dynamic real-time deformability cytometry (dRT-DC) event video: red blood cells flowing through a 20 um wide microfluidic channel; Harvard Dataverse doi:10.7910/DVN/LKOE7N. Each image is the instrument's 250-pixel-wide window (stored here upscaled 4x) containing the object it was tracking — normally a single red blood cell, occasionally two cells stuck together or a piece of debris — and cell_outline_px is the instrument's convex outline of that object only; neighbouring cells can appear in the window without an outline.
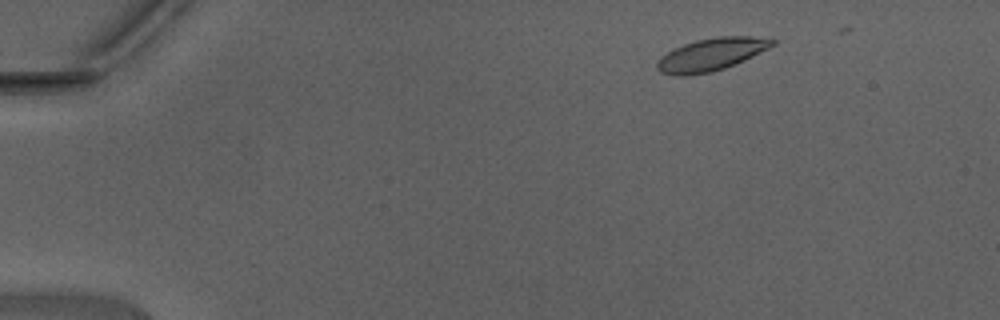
{"species": "Egyptian fruit bat (a non-hibernating species)", "species_latin": "Rousettus aegyptiacus", "temperature_condition": "warm", "stored_images_in_passage": 43, "camera_frame_rate_fps": 3000, "um_per_image_px": 0.085, "animal": {"sex": "male"}, "frame": {"image": 1, "passage_image": 5, "time_ms": 1.333, "image_size_px": [1000, 320], "cell_outline_px": [[776, 44], [744, 60], [724, 68], [712, 72], [684, 76], [676, 76], [660, 72], [656, 68], [656, 64], [660, 56], [684, 44], [696, 40], [720, 36], [772, 36], [776, 40]], "centroid_in_image_um": [60.49, 4.62], "position_along_channel_um": 24.5, "area_um2": 22.02}}
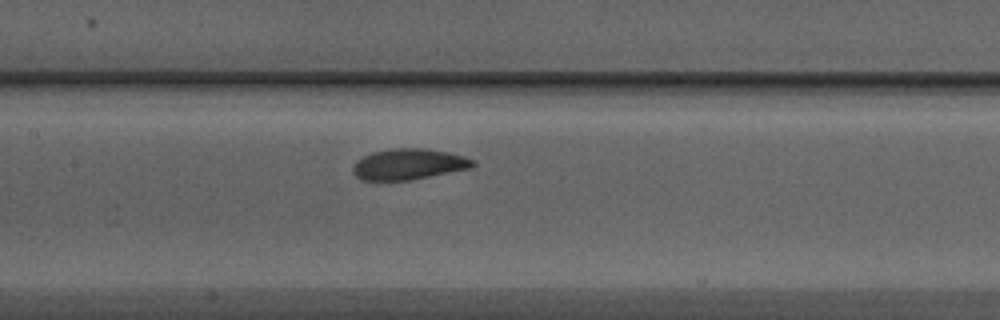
{"frame": {"image": 2, "passage_image": 22, "time_ms": 7.0, "image_size_px": [1000, 320], "cell_outline_px": [[476, 164], [472, 168], [408, 180], [360, 180], [352, 172], [352, 168], [356, 160], [372, 152], [392, 148], [424, 148], [448, 152], [464, 156], [476, 160]], "centroid_in_image_um": [34.74, 13.95], "position_along_channel_um": 172.7, "area_um2": 21.68}}
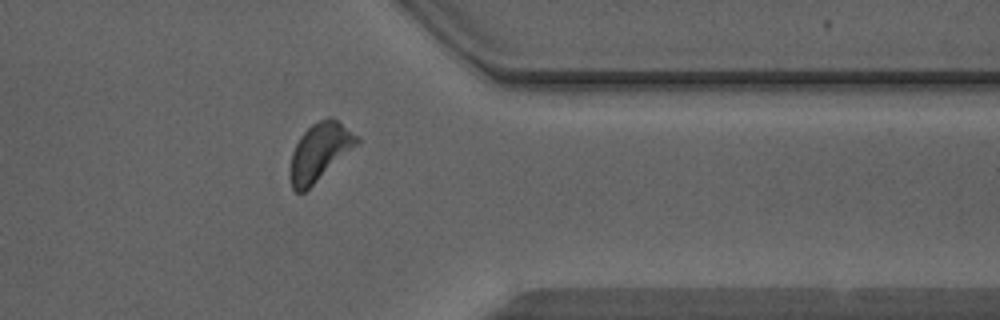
{"frame": {"image": 3, "passage_image": 37, "time_ms": 12.0, "image_size_px": [1000, 320], "cell_outline_px": [[360, 144], [304, 192], [296, 192], [292, 188], [288, 172], [292, 152], [300, 136], [312, 124], [328, 116], [336, 120], [360, 136]], "centroid_in_image_um": [27.19, 12.92], "position_along_channel_um": 384.2, "area_um2": 22.6}, "authors_computed_cell_mechanics": {"area_um2": 21.5016, "velocity_mm_per_s": 4.3823, "shape_relaxation_time_tau1_ms": 1.9493, "shape_relaxation_time_tau2_ms": 2.197, "deformation_change_tau1": 0.0968, "deformation_change_tau2": 0.0817}}